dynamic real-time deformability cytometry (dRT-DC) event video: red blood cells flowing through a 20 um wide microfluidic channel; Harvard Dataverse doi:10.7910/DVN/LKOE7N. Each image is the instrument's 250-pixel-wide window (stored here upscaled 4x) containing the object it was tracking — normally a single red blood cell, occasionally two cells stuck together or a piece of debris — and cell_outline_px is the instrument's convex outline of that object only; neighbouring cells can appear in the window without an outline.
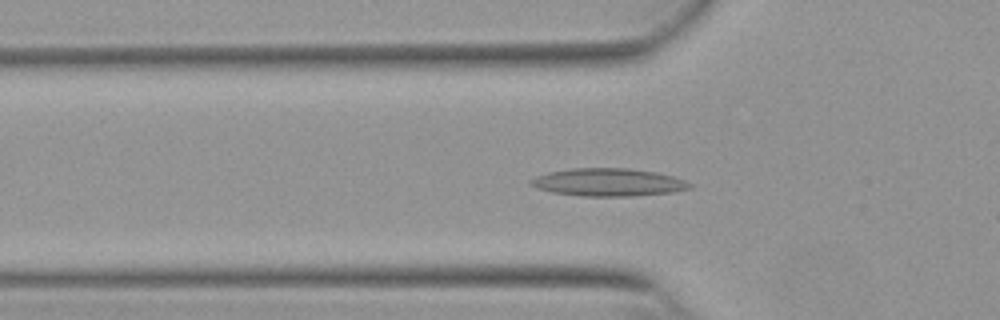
{"species": "Egyptian fruit bat (a non-hibernating species)", "species_latin": "Rousettus aegyptiacus", "temperature_condition": "warm", "stored_images_in_passage": 44, "camera_frame_rate_fps": 3000, "um_per_image_px": 0.085, "animal": {"sex": "female"}, "frame": {"image": 1, "passage_image": 12, "time_ms": 3.667, "image_size_px": [1000, 320], "cell_outline_px": [[692, 188], [672, 192], [632, 196], [580, 196], [552, 192], [536, 188], [528, 184], [528, 180], [536, 176], [548, 172], [572, 168], [628, 168], [656, 172], [672, 176], [684, 180], [692, 184]], "centroid_in_image_um": [51.67, 15.49], "position_along_channel_um": 74.1, "area_um2": 25.84}}
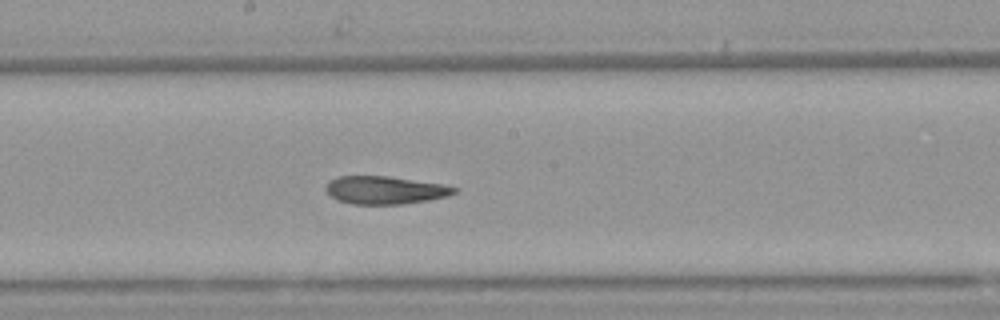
{"frame": {"image": 2, "passage_image": 23, "time_ms": 7.333, "image_size_px": [1000, 320], "cell_outline_px": [[456, 192], [448, 196], [428, 200], [400, 204], [352, 204], [336, 200], [324, 188], [328, 180], [340, 176], [388, 176], [444, 184], [456, 188]], "centroid_in_image_um": [32.7, 16.15], "position_along_channel_um": 215.5, "area_um2": 20.87}}
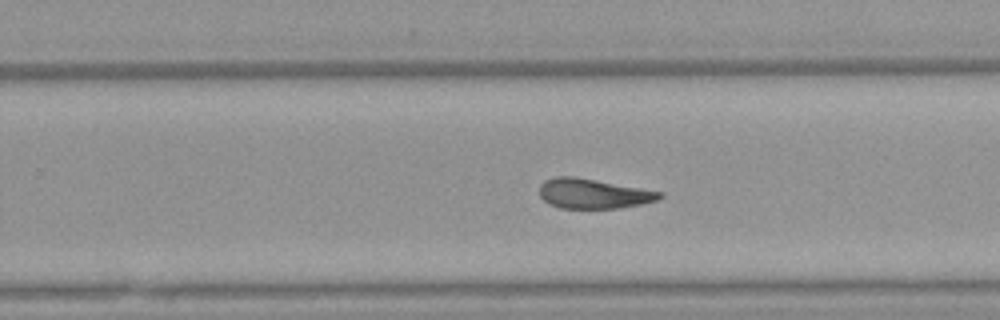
{"frame": {"image": 3, "passage_image": 28, "time_ms": 9.0, "image_size_px": [1000, 320], "cell_outline_px": [[664, 196], [656, 200], [640, 204], [616, 208], [560, 208], [548, 204], [540, 196], [540, 184], [544, 180], [556, 176], [576, 176], [664, 192]], "centroid_in_image_um": [50.41, 16.44], "position_along_channel_um": 279.4, "area_um2": 20.98}, "authors_computed_cell_mechanics": {"area_um2": 21.7617, "velocity_mm_per_s": 3.8488, "shape_relaxation_time_tau1_ms": null, "shape_relaxation_time_tau2_ms": 4.2906, "deformation_change_tau1": null, "deformation_change_tau2": 0.1354}}